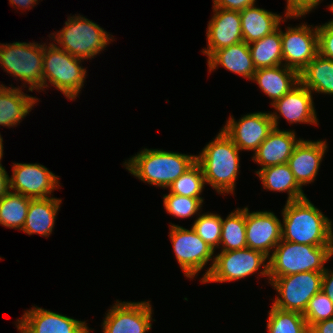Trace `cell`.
I'll return each instance as SVG.
<instances>
[{
	"label": "cell",
	"instance_id": "obj_1",
	"mask_svg": "<svg viewBox=\"0 0 333 333\" xmlns=\"http://www.w3.org/2000/svg\"><path fill=\"white\" fill-rule=\"evenodd\" d=\"M282 240L311 246H333L332 221L306 197L282 209Z\"/></svg>",
	"mask_w": 333,
	"mask_h": 333
},
{
	"label": "cell",
	"instance_id": "obj_2",
	"mask_svg": "<svg viewBox=\"0 0 333 333\" xmlns=\"http://www.w3.org/2000/svg\"><path fill=\"white\" fill-rule=\"evenodd\" d=\"M240 150L223 132H218L196 155L201 166L205 183L212 186L218 194H234L238 173H240Z\"/></svg>",
	"mask_w": 333,
	"mask_h": 333
},
{
	"label": "cell",
	"instance_id": "obj_3",
	"mask_svg": "<svg viewBox=\"0 0 333 333\" xmlns=\"http://www.w3.org/2000/svg\"><path fill=\"white\" fill-rule=\"evenodd\" d=\"M195 163L196 155L144 148L123 166L139 180L166 189Z\"/></svg>",
	"mask_w": 333,
	"mask_h": 333
},
{
	"label": "cell",
	"instance_id": "obj_4",
	"mask_svg": "<svg viewBox=\"0 0 333 333\" xmlns=\"http://www.w3.org/2000/svg\"><path fill=\"white\" fill-rule=\"evenodd\" d=\"M332 256L333 246H311L281 240L268 258L269 277L324 272V265Z\"/></svg>",
	"mask_w": 333,
	"mask_h": 333
},
{
	"label": "cell",
	"instance_id": "obj_5",
	"mask_svg": "<svg viewBox=\"0 0 333 333\" xmlns=\"http://www.w3.org/2000/svg\"><path fill=\"white\" fill-rule=\"evenodd\" d=\"M54 33L50 34V40L54 39L56 45H60L58 47L84 60L96 57L114 40V37L98 24L78 14L69 16L65 26Z\"/></svg>",
	"mask_w": 333,
	"mask_h": 333
},
{
	"label": "cell",
	"instance_id": "obj_6",
	"mask_svg": "<svg viewBox=\"0 0 333 333\" xmlns=\"http://www.w3.org/2000/svg\"><path fill=\"white\" fill-rule=\"evenodd\" d=\"M84 59L72 56L54 44L45 43L43 56V90L50 85L62 92L69 100H75L80 94L86 79ZM81 64V65H80ZM48 82V83H47ZM79 93V94H78Z\"/></svg>",
	"mask_w": 333,
	"mask_h": 333
},
{
	"label": "cell",
	"instance_id": "obj_7",
	"mask_svg": "<svg viewBox=\"0 0 333 333\" xmlns=\"http://www.w3.org/2000/svg\"><path fill=\"white\" fill-rule=\"evenodd\" d=\"M45 43H0V66L11 76L28 84V90L43 91Z\"/></svg>",
	"mask_w": 333,
	"mask_h": 333
},
{
	"label": "cell",
	"instance_id": "obj_8",
	"mask_svg": "<svg viewBox=\"0 0 333 333\" xmlns=\"http://www.w3.org/2000/svg\"><path fill=\"white\" fill-rule=\"evenodd\" d=\"M267 260H269L268 257L262 252L248 247L220 252L214 256L213 267L202 283L238 281L253 275L258 270L259 276H266L269 279ZM261 266L262 270H260Z\"/></svg>",
	"mask_w": 333,
	"mask_h": 333
},
{
	"label": "cell",
	"instance_id": "obj_9",
	"mask_svg": "<svg viewBox=\"0 0 333 333\" xmlns=\"http://www.w3.org/2000/svg\"><path fill=\"white\" fill-rule=\"evenodd\" d=\"M323 272H301L282 277H269L268 283L278 293L273 306L303 314L309 300L322 287Z\"/></svg>",
	"mask_w": 333,
	"mask_h": 333
},
{
	"label": "cell",
	"instance_id": "obj_10",
	"mask_svg": "<svg viewBox=\"0 0 333 333\" xmlns=\"http://www.w3.org/2000/svg\"><path fill=\"white\" fill-rule=\"evenodd\" d=\"M169 230L175 257L187 278L193 279L210 260L213 261L203 274L202 282L213 267L215 251L192 228L189 230L171 223Z\"/></svg>",
	"mask_w": 333,
	"mask_h": 333
},
{
	"label": "cell",
	"instance_id": "obj_11",
	"mask_svg": "<svg viewBox=\"0 0 333 333\" xmlns=\"http://www.w3.org/2000/svg\"><path fill=\"white\" fill-rule=\"evenodd\" d=\"M150 301H116L102 322L103 333H146L152 328Z\"/></svg>",
	"mask_w": 333,
	"mask_h": 333
},
{
	"label": "cell",
	"instance_id": "obj_12",
	"mask_svg": "<svg viewBox=\"0 0 333 333\" xmlns=\"http://www.w3.org/2000/svg\"><path fill=\"white\" fill-rule=\"evenodd\" d=\"M280 33L283 65L300 73L318 55L317 26L301 23L287 27L285 32L280 28Z\"/></svg>",
	"mask_w": 333,
	"mask_h": 333
},
{
	"label": "cell",
	"instance_id": "obj_13",
	"mask_svg": "<svg viewBox=\"0 0 333 333\" xmlns=\"http://www.w3.org/2000/svg\"><path fill=\"white\" fill-rule=\"evenodd\" d=\"M10 190L31 199L49 198L60 187L59 176L37 163H13Z\"/></svg>",
	"mask_w": 333,
	"mask_h": 333
},
{
	"label": "cell",
	"instance_id": "obj_14",
	"mask_svg": "<svg viewBox=\"0 0 333 333\" xmlns=\"http://www.w3.org/2000/svg\"><path fill=\"white\" fill-rule=\"evenodd\" d=\"M274 129L270 113H247L235 120L231 115L222 127L223 132L234 142L237 148L255 152L260 144Z\"/></svg>",
	"mask_w": 333,
	"mask_h": 333
},
{
	"label": "cell",
	"instance_id": "obj_15",
	"mask_svg": "<svg viewBox=\"0 0 333 333\" xmlns=\"http://www.w3.org/2000/svg\"><path fill=\"white\" fill-rule=\"evenodd\" d=\"M19 333H90L85 321L34 306L15 322Z\"/></svg>",
	"mask_w": 333,
	"mask_h": 333
},
{
	"label": "cell",
	"instance_id": "obj_16",
	"mask_svg": "<svg viewBox=\"0 0 333 333\" xmlns=\"http://www.w3.org/2000/svg\"><path fill=\"white\" fill-rule=\"evenodd\" d=\"M247 247L262 252L268 258L282 240L280 219L271 211L250 212L245 207Z\"/></svg>",
	"mask_w": 333,
	"mask_h": 333
},
{
	"label": "cell",
	"instance_id": "obj_17",
	"mask_svg": "<svg viewBox=\"0 0 333 333\" xmlns=\"http://www.w3.org/2000/svg\"><path fill=\"white\" fill-rule=\"evenodd\" d=\"M271 105L276 111L270 112L274 128H279L278 121L280 116L285 118L291 125L292 123L318 125L313 94L301 83Z\"/></svg>",
	"mask_w": 333,
	"mask_h": 333
},
{
	"label": "cell",
	"instance_id": "obj_18",
	"mask_svg": "<svg viewBox=\"0 0 333 333\" xmlns=\"http://www.w3.org/2000/svg\"><path fill=\"white\" fill-rule=\"evenodd\" d=\"M206 30L207 48L201 51L208 58L224 47L243 42L240 11L213 8Z\"/></svg>",
	"mask_w": 333,
	"mask_h": 333
},
{
	"label": "cell",
	"instance_id": "obj_19",
	"mask_svg": "<svg viewBox=\"0 0 333 333\" xmlns=\"http://www.w3.org/2000/svg\"><path fill=\"white\" fill-rule=\"evenodd\" d=\"M327 145L325 140L301 139L295 146L287 164L301 187L311 184L316 179Z\"/></svg>",
	"mask_w": 333,
	"mask_h": 333
},
{
	"label": "cell",
	"instance_id": "obj_20",
	"mask_svg": "<svg viewBox=\"0 0 333 333\" xmlns=\"http://www.w3.org/2000/svg\"><path fill=\"white\" fill-rule=\"evenodd\" d=\"M300 140L294 130L274 128L254 152L252 160L260 169L286 164Z\"/></svg>",
	"mask_w": 333,
	"mask_h": 333
},
{
	"label": "cell",
	"instance_id": "obj_21",
	"mask_svg": "<svg viewBox=\"0 0 333 333\" xmlns=\"http://www.w3.org/2000/svg\"><path fill=\"white\" fill-rule=\"evenodd\" d=\"M242 22L243 41L247 44L253 43L262 39L264 36L273 33L280 27L281 22L291 18H301L302 16H286L283 17L277 13L259 8L252 5L240 11Z\"/></svg>",
	"mask_w": 333,
	"mask_h": 333
},
{
	"label": "cell",
	"instance_id": "obj_22",
	"mask_svg": "<svg viewBox=\"0 0 333 333\" xmlns=\"http://www.w3.org/2000/svg\"><path fill=\"white\" fill-rule=\"evenodd\" d=\"M251 81H255L271 104L289 93L299 83V73L285 65L256 69Z\"/></svg>",
	"mask_w": 333,
	"mask_h": 333
},
{
	"label": "cell",
	"instance_id": "obj_23",
	"mask_svg": "<svg viewBox=\"0 0 333 333\" xmlns=\"http://www.w3.org/2000/svg\"><path fill=\"white\" fill-rule=\"evenodd\" d=\"M209 73L222 66L246 79L252 80L256 68L251 58L249 46L246 42L216 50L207 60Z\"/></svg>",
	"mask_w": 333,
	"mask_h": 333
},
{
	"label": "cell",
	"instance_id": "obj_24",
	"mask_svg": "<svg viewBox=\"0 0 333 333\" xmlns=\"http://www.w3.org/2000/svg\"><path fill=\"white\" fill-rule=\"evenodd\" d=\"M37 102L38 98L25 94L20 87L0 84V125L16 127Z\"/></svg>",
	"mask_w": 333,
	"mask_h": 333
},
{
	"label": "cell",
	"instance_id": "obj_25",
	"mask_svg": "<svg viewBox=\"0 0 333 333\" xmlns=\"http://www.w3.org/2000/svg\"><path fill=\"white\" fill-rule=\"evenodd\" d=\"M62 200L55 197L31 199L22 231L28 235H51Z\"/></svg>",
	"mask_w": 333,
	"mask_h": 333
},
{
	"label": "cell",
	"instance_id": "obj_26",
	"mask_svg": "<svg viewBox=\"0 0 333 333\" xmlns=\"http://www.w3.org/2000/svg\"><path fill=\"white\" fill-rule=\"evenodd\" d=\"M255 173L261 180L265 190L287 192L288 198L286 202L297 201L307 197L302 190L303 187L297 183L287 163L258 169Z\"/></svg>",
	"mask_w": 333,
	"mask_h": 333
},
{
	"label": "cell",
	"instance_id": "obj_27",
	"mask_svg": "<svg viewBox=\"0 0 333 333\" xmlns=\"http://www.w3.org/2000/svg\"><path fill=\"white\" fill-rule=\"evenodd\" d=\"M299 79L312 94L333 95V61L318 54L299 73Z\"/></svg>",
	"mask_w": 333,
	"mask_h": 333
},
{
	"label": "cell",
	"instance_id": "obj_28",
	"mask_svg": "<svg viewBox=\"0 0 333 333\" xmlns=\"http://www.w3.org/2000/svg\"><path fill=\"white\" fill-rule=\"evenodd\" d=\"M256 69L283 65L280 28L262 39L248 44Z\"/></svg>",
	"mask_w": 333,
	"mask_h": 333
},
{
	"label": "cell",
	"instance_id": "obj_29",
	"mask_svg": "<svg viewBox=\"0 0 333 333\" xmlns=\"http://www.w3.org/2000/svg\"><path fill=\"white\" fill-rule=\"evenodd\" d=\"M220 252L239 250L247 247L245 207L232 211L226 219L222 218Z\"/></svg>",
	"mask_w": 333,
	"mask_h": 333
},
{
	"label": "cell",
	"instance_id": "obj_30",
	"mask_svg": "<svg viewBox=\"0 0 333 333\" xmlns=\"http://www.w3.org/2000/svg\"><path fill=\"white\" fill-rule=\"evenodd\" d=\"M31 198L9 191L0 199V224L22 231Z\"/></svg>",
	"mask_w": 333,
	"mask_h": 333
},
{
	"label": "cell",
	"instance_id": "obj_31",
	"mask_svg": "<svg viewBox=\"0 0 333 333\" xmlns=\"http://www.w3.org/2000/svg\"><path fill=\"white\" fill-rule=\"evenodd\" d=\"M268 333H309L303 314L279 309L272 305L268 311Z\"/></svg>",
	"mask_w": 333,
	"mask_h": 333
},
{
	"label": "cell",
	"instance_id": "obj_32",
	"mask_svg": "<svg viewBox=\"0 0 333 333\" xmlns=\"http://www.w3.org/2000/svg\"><path fill=\"white\" fill-rule=\"evenodd\" d=\"M205 178L201 166L196 162L181 174L170 186L169 192L192 198H203L200 195L205 186Z\"/></svg>",
	"mask_w": 333,
	"mask_h": 333
},
{
	"label": "cell",
	"instance_id": "obj_33",
	"mask_svg": "<svg viewBox=\"0 0 333 333\" xmlns=\"http://www.w3.org/2000/svg\"><path fill=\"white\" fill-rule=\"evenodd\" d=\"M199 212V217L195 219L191 228L196 234L215 251L219 248L222 233V217L216 213Z\"/></svg>",
	"mask_w": 333,
	"mask_h": 333
},
{
	"label": "cell",
	"instance_id": "obj_34",
	"mask_svg": "<svg viewBox=\"0 0 333 333\" xmlns=\"http://www.w3.org/2000/svg\"><path fill=\"white\" fill-rule=\"evenodd\" d=\"M204 198H192L173 193L163 195V204L167 213L178 218H190L202 209Z\"/></svg>",
	"mask_w": 333,
	"mask_h": 333
},
{
	"label": "cell",
	"instance_id": "obj_35",
	"mask_svg": "<svg viewBox=\"0 0 333 333\" xmlns=\"http://www.w3.org/2000/svg\"><path fill=\"white\" fill-rule=\"evenodd\" d=\"M308 328L313 324L333 318V303L323 291L316 293L303 313Z\"/></svg>",
	"mask_w": 333,
	"mask_h": 333
},
{
	"label": "cell",
	"instance_id": "obj_36",
	"mask_svg": "<svg viewBox=\"0 0 333 333\" xmlns=\"http://www.w3.org/2000/svg\"><path fill=\"white\" fill-rule=\"evenodd\" d=\"M318 54L333 61V24L326 22L317 26Z\"/></svg>",
	"mask_w": 333,
	"mask_h": 333
},
{
	"label": "cell",
	"instance_id": "obj_37",
	"mask_svg": "<svg viewBox=\"0 0 333 333\" xmlns=\"http://www.w3.org/2000/svg\"><path fill=\"white\" fill-rule=\"evenodd\" d=\"M286 16H305L316 9L323 0H286Z\"/></svg>",
	"mask_w": 333,
	"mask_h": 333
},
{
	"label": "cell",
	"instance_id": "obj_38",
	"mask_svg": "<svg viewBox=\"0 0 333 333\" xmlns=\"http://www.w3.org/2000/svg\"><path fill=\"white\" fill-rule=\"evenodd\" d=\"M256 0H213V8L242 11L254 5Z\"/></svg>",
	"mask_w": 333,
	"mask_h": 333
},
{
	"label": "cell",
	"instance_id": "obj_39",
	"mask_svg": "<svg viewBox=\"0 0 333 333\" xmlns=\"http://www.w3.org/2000/svg\"><path fill=\"white\" fill-rule=\"evenodd\" d=\"M321 291H323L333 303V271L328 268L323 272Z\"/></svg>",
	"mask_w": 333,
	"mask_h": 333
},
{
	"label": "cell",
	"instance_id": "obj_40",
	"mask_svg": "<svg viewBox=\"0 0 333 333\" xmlns=\"http://www.w3.org/2000/svg\"><path fill=\"white\" fill-rule=\"evenodd\" d=\"M309 333H333V318L313 324L309 328Z\"/></svg>",
	"mask_w": 333,
	"mask_h": 333
},
{
	"label": "cell",
	"instance_id": "obj_41",
	"mask_svg": "<svg viewBox=\"0 0 333 333\" xmlns=\"http://www.w3.org/2000/svg\"><path fill=\"white\" fill-rule=\"evenodd\" d=\"M10 191L9 175L3 165H0V199Z\"/></svg>",
	"mask_w": 333,
	"mask_h": 333
},
{
	"label": "cell",
	"instance_id": "obj_42",
	"mask_svg": "<svg viewBox=\"0 0 333 333\" xmlns=\"http://www.w3.org/2000/svg\"><path fill=\"white\" fill-rule=\"evenodd\" d=\"M40 1V0H39ZM10 5L18 7V9L30 10L34 5L38 4V0H9Z\"/></svg>",
	"mask_w": 333,
	"mask_h": 333
},
{
	"label": "cell",
	"instance_id": "obj_43",
	"mask_svg": "<svg viewBox=\"0 0 333 333\" xmlns=\"http://www.w3.org/2000/svg\"><path fill=\"white\" fill-rule=\"evenodd\" d=\"M3 138L1 137V134H0V165H2L1 164V160H2V157H3Z\"/></svg>",
	"mask_w": 333,
	"mask_h": 333
},
{
	"label": "cell",
	"instance_id": "obj_44",
	"mask_svg": "<svg viewBox=\"0 0 333 333\" xmlns=\"http://www.w3.org/2000/svg\"><path fill=\"white\" fill-rule=\"evenodd\" d=\"M329 10L333 12V3H331L330 5H328ZM328 23L333 24V19H331V21H328Z\"/></svg>",
	"mask_w": 333,
	"mask_h": 333
}]
</instances>
